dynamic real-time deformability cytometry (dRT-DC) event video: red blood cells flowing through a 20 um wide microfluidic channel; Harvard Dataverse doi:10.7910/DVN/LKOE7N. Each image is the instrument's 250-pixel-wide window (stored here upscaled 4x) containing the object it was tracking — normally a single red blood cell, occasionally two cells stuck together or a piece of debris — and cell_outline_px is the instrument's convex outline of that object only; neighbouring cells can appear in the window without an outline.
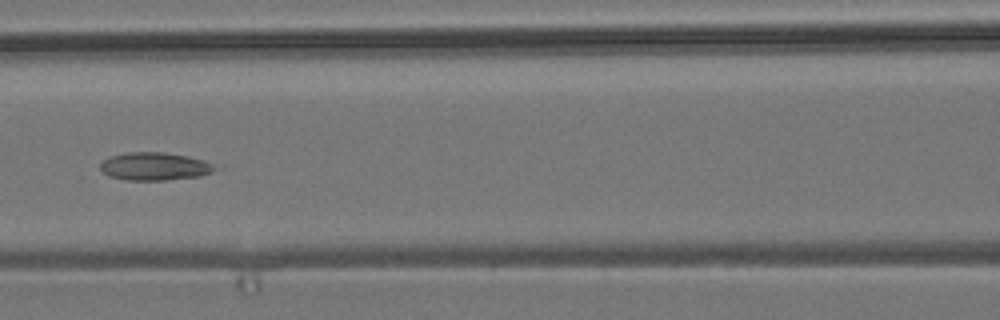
{"species": "common noctule bat (a hibernating species)", "species_latin": "Nyctalus noctula", "temperature_condition": "room temperature", "stored_images_in_passage": 7, "camera_frame_rate_fps": 3000, "um_per_image_px": 0.085, "animal": {"sex": "male", "body_mass_g": 19.2, "forearm_length_mm": 51.8}, "frame": {"image": 1, "passage_image": 7, "time_ms": 2.0, "image_size_px": [1000, 320], "cell_outline_px": [[212, 172], [200, 176], [164, 180], [128, 180], [108, 176], [100, 168], [100, 164], [104, 160], [112, 156], [128, 152], [164, 152], [188, 156], [204, 160], [212, 164]], "centroid_in_image_um": [13.11, 14.14], "position_along_channel_um": 153.5, "area_um2": 18.38}}